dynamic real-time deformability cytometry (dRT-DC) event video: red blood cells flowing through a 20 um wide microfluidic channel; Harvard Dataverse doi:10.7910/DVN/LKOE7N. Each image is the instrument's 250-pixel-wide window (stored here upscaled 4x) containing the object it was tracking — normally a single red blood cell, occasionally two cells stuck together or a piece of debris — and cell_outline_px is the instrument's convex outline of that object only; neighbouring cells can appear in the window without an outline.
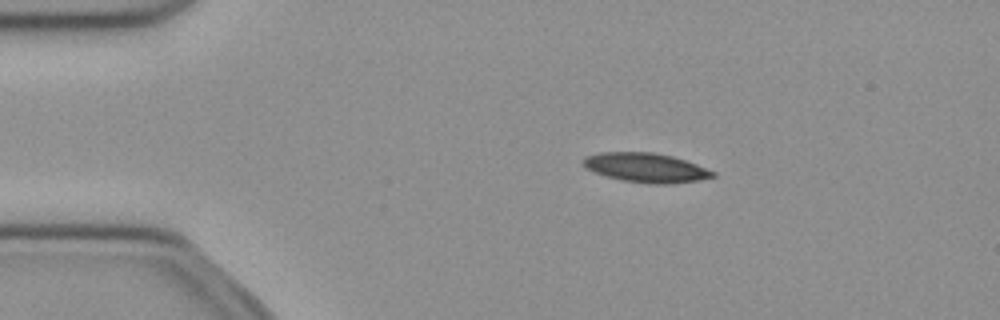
{"species": "common noctule bat (a hibernating species)", "species_latin": "Nyctalus noctula", "temperature_condition": "cold", "stored_images_in_passage": 51, "camera_frame_rate_fps": 3000, "um_per_image_px": 0.085, "animal": {"sex": "female", "body_mass_g": 21.9}, "frame": {"image": 1, "passage_image": 9, "time_ms": 2.667, "image_size_px": [1000, 320], "cell_outline_px": [[716, 176], [696, 180], [664, 184], [652, 184], [620, 180], [604, 176], [584, 168], [580, 160], [584, 156], [600, 152], [652, 152], [672, 156], [696, 164], [716, 172]], "centroid_in_image_um": [54.81, 14.24], "position_along_channel_um": 30.2, "area_um2": 22.25}}
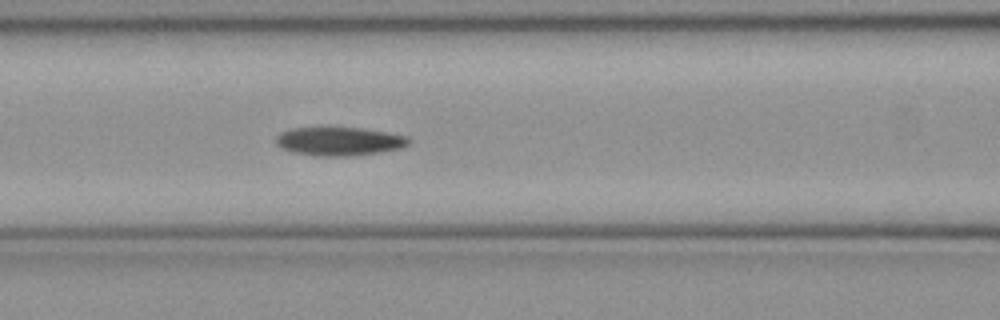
{"frame": {"image": 2, "passage_image": 21, "time_ms": 6.667, "image_size_px": [1000, 320], "cell_outline_px": [[412, 140], [408, 144], [400, 148], [380, 152], [352, 156], [316, 156], [292, 152], [280, 148], [276, 144], [276, 136], [280, 132], [292, 128], [360, 128], [388, 132], [408, 136]], "centroid_in_image_um": [28.83, 12.02], "position_along_channel_um": 137.8, "area_um2": 22.2}}
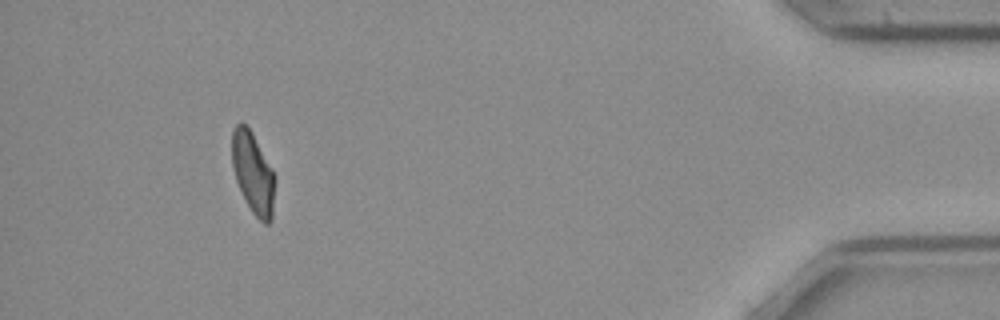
{"frame": {"image": 3, "passage_image": 47, "time_ms": 15.333, "image_size_px": [1000, 320], "cell_outline_px": [[276, 180], [272, 220], [268, 224], [264, 224], [252, 212], [236, 180], [232, 164], [232, 132], [236, 124], [240, 120], [252, 132], [272, 168], [276, 176]], "centroid_in_image_um": [21.53, 14.7], "position_along_channel_um": 413.7, "area_um2": 20.4}, "authors_computed_cell_mechanics": {"area_um2": 21.8484, "velocity_mm_per_s": 3.9726, "shape_relaxation_time_tau1_ms": 7.6359, "shape_relaxation_time_tau2_ms": 7.3592, "deformation_change_tau1": 0.1769, "deformation_change_tau2": 0.1359}}